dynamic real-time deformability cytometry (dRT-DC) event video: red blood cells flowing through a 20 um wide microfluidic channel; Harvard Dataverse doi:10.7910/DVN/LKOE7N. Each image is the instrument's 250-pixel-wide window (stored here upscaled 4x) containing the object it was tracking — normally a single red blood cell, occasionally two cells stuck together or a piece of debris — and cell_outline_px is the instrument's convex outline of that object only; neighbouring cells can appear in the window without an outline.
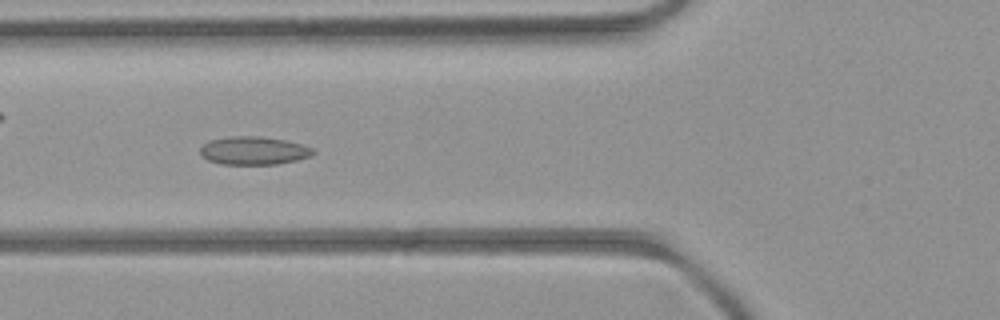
{"species": "common noctule bat (a hibernating species)", "species_latin": "Nyctalus noctula", "temperature_condition": "room temperature", "stored_images_in_passage": 48, "camera_frame_rate_fps": 3000, "um_per_image_px": 0.085, "animal": {"sex": "female", "body_mass_g": 21.9}, "frame": {"image": 1, "passage_image": 14, "time_ms": 4.333, "image_size_px": [1000, 320], "cell_outline_px": [[316, 152], [312, 156], [296, 160], [276, 164], [220, 164], [208, 160], [200, 156], [200, 148], [208, 140], [228, 136], [260, 136], [284, 140], [300, 144], [312, 148]], "centroid_in_image_um": [21.53, 12.8], "position_along_channel_um": 104.3, "area_um2": 18.61}}
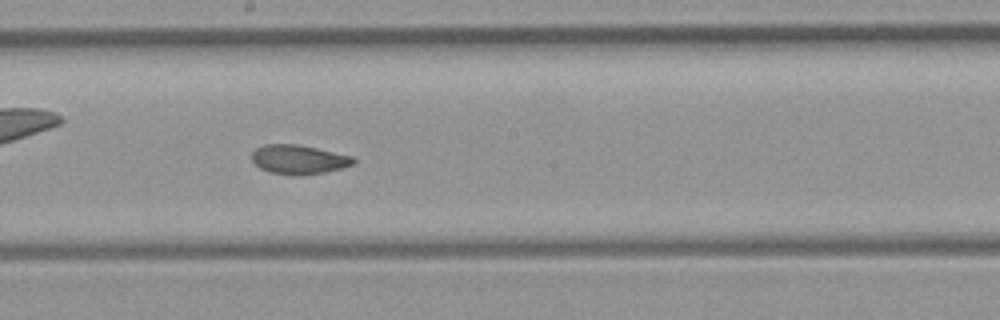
{"frame": {"image": 2, "passage_image": 23, "time_ms": 7.333, "image_size_px": [1000, 320], "cell_outline_px": [[356, 164], [324, 172], [268, 172], [260, 168], [252, 160], [252, 152], [256, 148], [264, 144], [296, 144], [356, 156]], "centroid_in_image_um": [25.43, 13.5], "position_along_channel_um": 222.8, "area_um2": 16.65}}
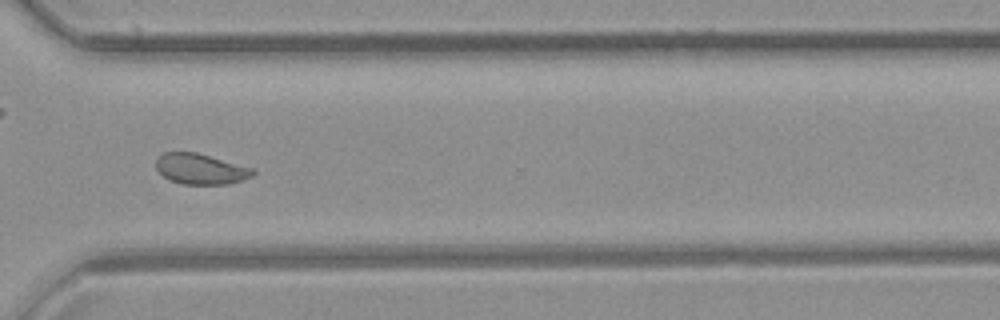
{"frame": {"image": 3, "passage_image": 33, "time_ms": 10.667, "image_size_px": [1000, 320], "cell_outline_px": [[256, 172], [252, 176], [244, 180], [228, 184], [180, 184], [168, 180], [156, 168], [156, 156], [164, 152], [196, 152], [256, 168]], "centroid_in_image_um": [17.08, 14.36], "position_along_channel_um": 353.5, "area_um2": 17.63}, "authors_computed_cell_mechanics": {"area_um2": 18.0625, "velocity_mm_per_s": 3.9361, "shape_relaxation_time_tau1_ms": null, "shape_relaxation_time_tau2_ms": 1.4293, "deformation_change_tau1": null, "deformation_change_tau2": 0.0586}}